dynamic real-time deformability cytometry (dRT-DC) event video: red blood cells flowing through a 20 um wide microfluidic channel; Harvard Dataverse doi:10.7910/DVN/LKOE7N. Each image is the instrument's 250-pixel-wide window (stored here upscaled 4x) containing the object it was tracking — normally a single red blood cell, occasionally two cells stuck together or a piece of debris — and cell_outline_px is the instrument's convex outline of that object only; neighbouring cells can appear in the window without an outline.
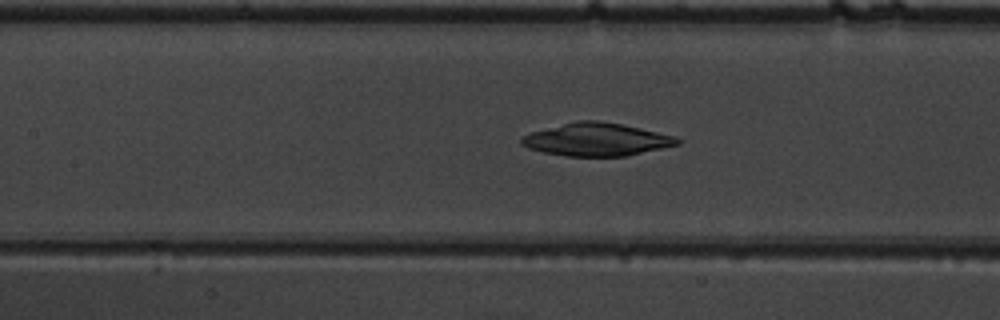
{"species": "common noctule bat (a hibernating species)", "species_latin": "Nyctalus noctula", "temperature_condition": "warm", "stored_images_in_passage": 44, "camera_frame_rate_fps": 3000, "um_per_image_px": 0.085, "animal": {"sex": "male", "body_mass_g": 19.5, "forearm_length_mm": 54.6}, "frame": {"image": 1, "passage_image": 16, "time_ms": 5.0, "image_size_px": [1000, 320], "cell_outline_px": [[680, 144], [628, 156], [568, 156], [544, 152], [528, 148], [520, 144], [520, 136], [532, 132], [580, 120], [596, 120], [620, 124], [640, 128], [676, 136], [680, 140]], "centroid_in_image_um": [50.72, 11.87], "position_along_channel_um": 156.7, "area_um2": 29.59}}
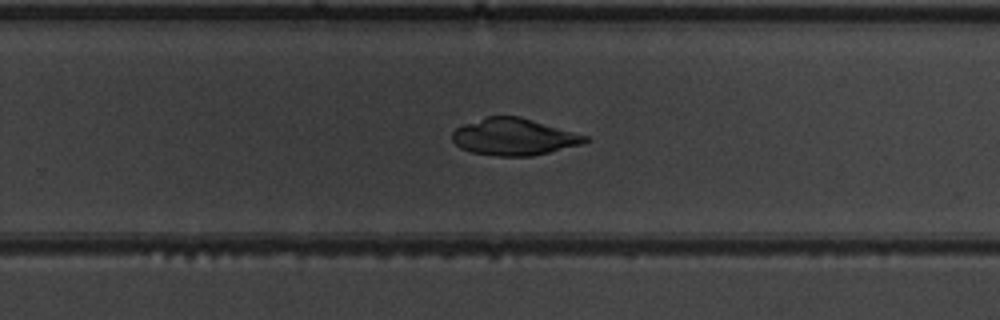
{"frame": {"image": 2, "passage_image": 26, "time_ms": 8.333, "image_size_px": [1000, 320], "cell_outline_px": [[592, 140], [580, 144], [532, 156], [500, 156], [472, 152], [460, 148], [452, 140], [452, 132], [456, 128], [464, 124], [488, 116], [520, 116], [588, 136]], "centroid_in_image_um": [43.68, 11.63], "position_along_channel_um": 286.1, "area_um2": 28.32}}
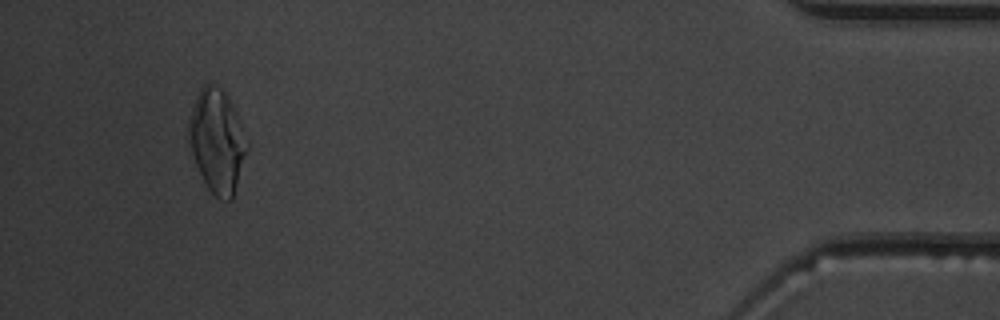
{"frame": {"image": 3, "passage_image": 41, "time_ms": 13.333, "image_size_px": [1000, 320], "cell_outline_px": [[248, 148], [232, 200], [220, 200], [208, 188], [196, 164], [192, 152], [188, 132], [188, 120], [196, 96], [200, 88], [204, 84], [212, 84], [220, 88], [224, 92], [232, 104], [248, 144]], "centroid_in_image_um": [18.45, 11.99], "position_along_channel_um": 416.8, "area_um2": 34.39}}